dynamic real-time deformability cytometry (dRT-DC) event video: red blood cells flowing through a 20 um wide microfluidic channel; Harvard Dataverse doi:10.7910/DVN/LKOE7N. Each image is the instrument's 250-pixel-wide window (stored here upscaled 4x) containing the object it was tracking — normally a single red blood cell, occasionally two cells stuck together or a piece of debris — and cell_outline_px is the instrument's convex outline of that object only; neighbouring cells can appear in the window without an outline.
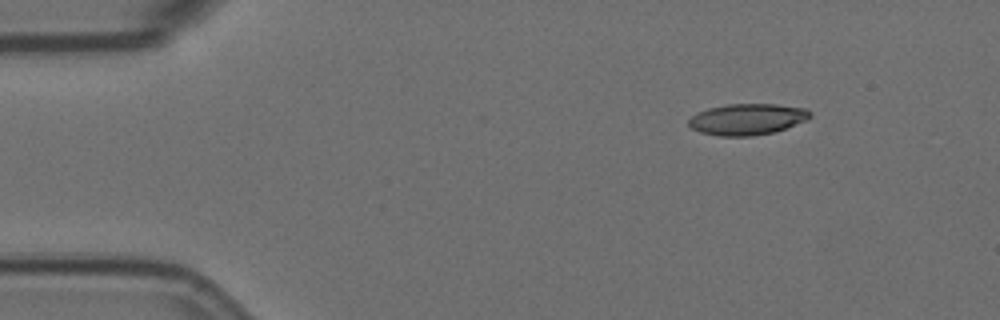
{"species": "Egyptian fruit bat (a non-hibernating species)", "species_latin": "Rousettus aegyptiacus", "temperature_condition": "room temperature", "stored_images_in_passage": 5, "camera_frame_rate_fps": 3000, "um_per_image_px": 0.085, "animal": {"sex": "female"}, "frame": {"image": 1, "passage_image": 2, "time_ms": 0.333, "image_size_px": [1000, 320], "cell_outline_px": [[812, 116], [808, 120], [776, 132], [752, 136], [720, 136], [700, 132], [692, 128], [688, 124], [688, 120], [692, 116], [708, 108], [728, 104], [776, 104], [808, 108], [812, 112]], "centroid_in_image_um": [63.58, 10.14], "position_along_channel_um": 21.4, "area_um2": 22.31}}
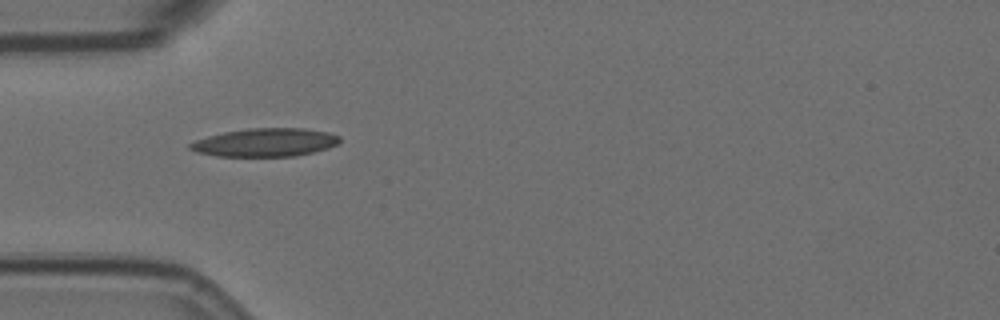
{"frame": {"image": 2, "passage_image": 5, "time_ms": 1.333, "image_size_px": [1000, 320], "cell_outline_px": [[340, 140], [336, 144], [328, 148], [312, 152], [292, 156], [216, 156], [196, 152], [188, 148], [188, 144], [196, 140], [208, 136], [224, 132], [248, 128], [304, 128], [328, 132], [340, 136]], "centroid_in_image_um": [22.52, 12.1], "position_along_channel_um": 62.5, "area_um2": 24.57}}